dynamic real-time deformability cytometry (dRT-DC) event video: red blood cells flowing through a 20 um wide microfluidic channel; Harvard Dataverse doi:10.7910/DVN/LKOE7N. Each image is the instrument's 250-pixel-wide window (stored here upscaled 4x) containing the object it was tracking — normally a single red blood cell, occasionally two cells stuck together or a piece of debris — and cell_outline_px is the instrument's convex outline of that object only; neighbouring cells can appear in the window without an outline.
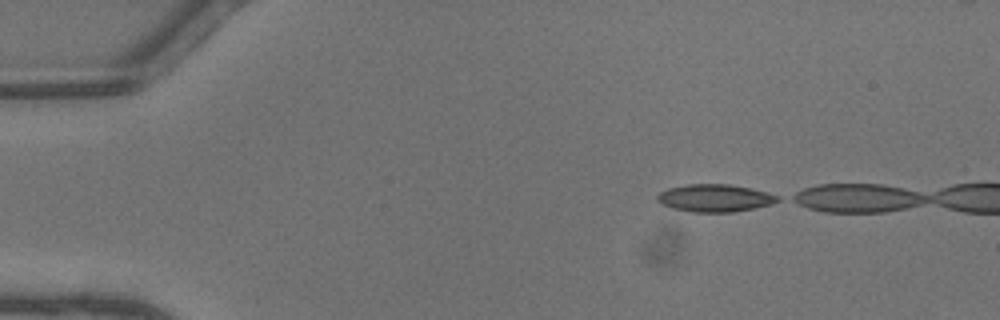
{"species": "common noctule bat (a hibernating species)", "species_latin": "Nyctalus noctula", "temperature_condition": "warm", "stored_images_in_passage": 4, "camera_frame_rate_fps": 3000, "um_per_image_px": 0.085, "animal": {"sex": "male", "body_mass_g": 13.3}, "frame": {"image": 1, "passage_image": 1, "time_ms": 0.0, "image_size_px": [1000, 320], "cell_outline_px": [[780, 200], [772, 204], [732, 212], [692, 212], [672, 208], [660, 204], [656, 200], [656, 196], [660, 192], [668, 188], [688, 184], [728, 184], [752, 188], [780, 196]], "centroid_in_image_um": [60.74, 16.83], "position_along_channel_um": 24.3, "area_um2": 19.36}}